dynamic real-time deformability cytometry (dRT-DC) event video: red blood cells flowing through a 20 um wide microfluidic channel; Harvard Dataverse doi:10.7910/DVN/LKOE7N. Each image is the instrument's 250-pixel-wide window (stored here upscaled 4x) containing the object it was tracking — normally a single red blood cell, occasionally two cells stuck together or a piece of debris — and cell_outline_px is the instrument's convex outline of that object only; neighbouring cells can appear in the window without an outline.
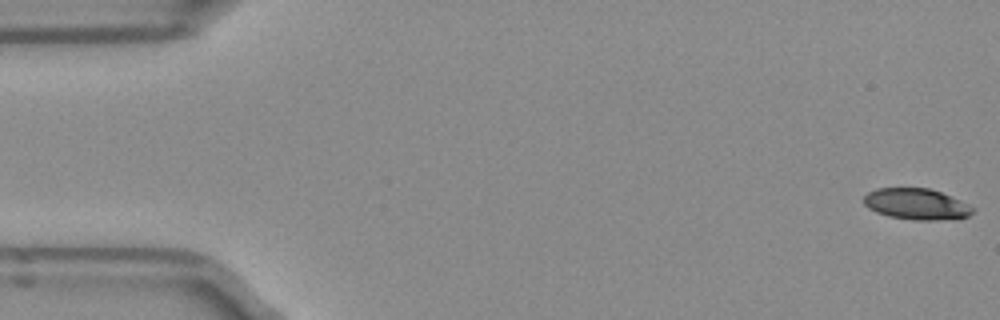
{"species": "Egyptian fruit bat (a non-hibernating species)", "species_latin": "Rousettus aegyptiacus", "temperature_condition": "room temperature", "stored_images_in_passage": 51, "camera_frame_rate_fps": 3000, "um_per_image_px": 0.085, "frame": {"image": 1, "passage_image": 1, "time_ms": 0.0, "image_size_px": [1000, 320], "cell_outline_px": [[976, 208], [968, 216], [956, 220], [912, 220], [888, 216], [876, 212], [868, 208], [864, 204], [864, 196], [868, 192], [876, 188], [928, 188], [940, 192], [968, 204]], "centroid_in_image_um": [77.9, 17.36], "position_along_channel_um": 7.1, "area_um2": 19.88}}
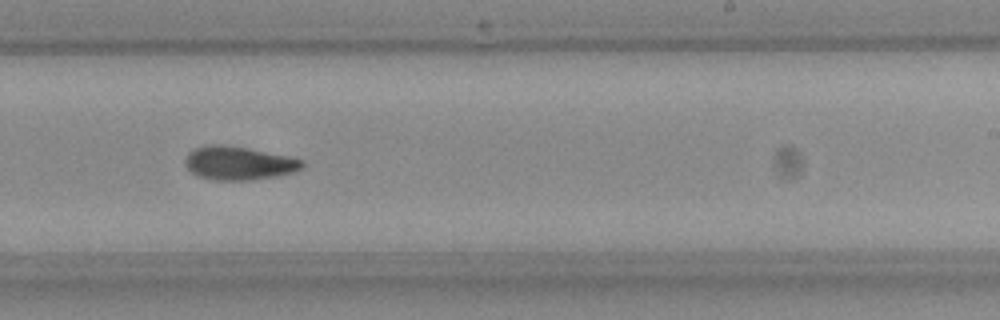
{"frame": {"image": 2, "passage_image": 31, "time_ms": 10.0, "image_size_px": [1000, 320], "cell_outline_px": [[304, 164], [300, 168], [292, 172], [276, 176], [252, 180], [216, 180], [196, 176], [188, 168], [184, 160], [188, 152], [192, 148], [208, 144], [220, 144], [248, 148], [288, 156], [304, 160]], "centroid_in_image_um": [20.25, 13.86], "position_along_channel_um": 268.8, "area_um2": 22.89}}
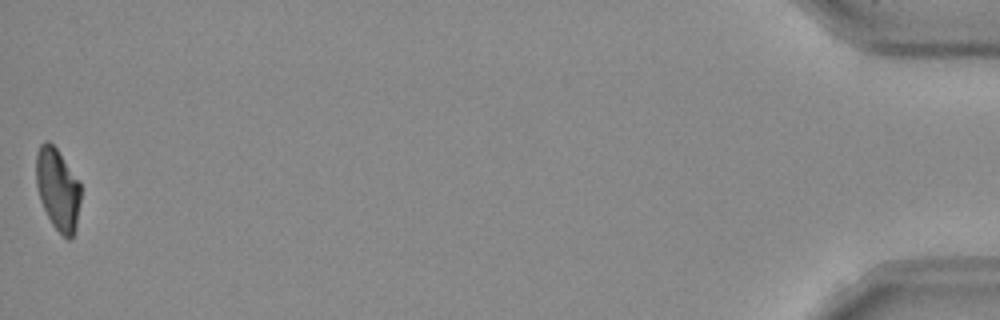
{"frame": {"image": 3, "passage_image": 51, "time_ms": 16.667, "image_size_px": [1000, 320], "cell_outline_px": [[80, 200], [76, 228], [72, 236], [68, 240], [52, 224], [40, 200], [36, 184], [36, 152], [40, 144], [44, 140], [48, 140], [56, 148], [80, 184]], "centroid_in_image_um": [4.89, 16.07], "position_along_channel_um": 430.3, "area_um2": 20.98}, "authors_computed_cell_mechanics": {"area_um2": 21.9062, "velocity_mm_per_s": 3.9642, "shape_relaxation_time_tau1_ms": 6.2988, "shape_relaxation_time_tau2_ms": 5.7233, "deformation_change_tau1": 0.1732, "deformation_change_tau2": 0.1122}}